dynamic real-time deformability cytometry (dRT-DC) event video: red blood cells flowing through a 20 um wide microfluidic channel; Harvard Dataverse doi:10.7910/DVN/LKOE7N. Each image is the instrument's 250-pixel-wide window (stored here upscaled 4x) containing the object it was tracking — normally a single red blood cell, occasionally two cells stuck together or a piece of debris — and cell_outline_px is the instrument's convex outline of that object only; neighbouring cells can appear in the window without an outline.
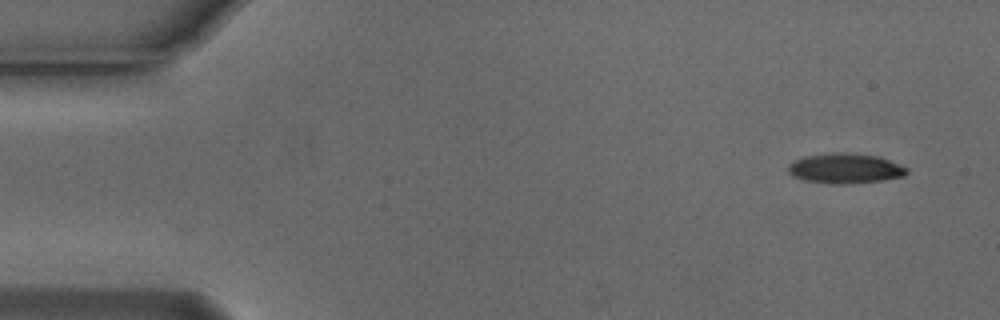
{"species": "Egyptian fruit bat (a non-hibernating species)", "species_latin": "Rousettus aegyptiacus", "temperature_condition": "cold", "stored_images_in_passage": 4, "camera_frame_rate_fps": 3000, "um_per_image_px": 0.085, "animal": {"sex": "male"}, "frame": {"image": 1, "passage_image": 1, "time_ms": 0.0, "image_size_px": [1000, 320], "cell_outline_px": [[908, 172], [904, 176], [884, 180], [844, 184], [832, 184], [804, 180], [792, 176], [788, 172], [788, 164], [804, 156], [828, 152], [848, 152], [880, 156], [900, 164], [908, 168]], "centroid_in_image_um": [71.85, 14.3], "position_along_channel_um": 13.2, "area_um2": 21.1}}
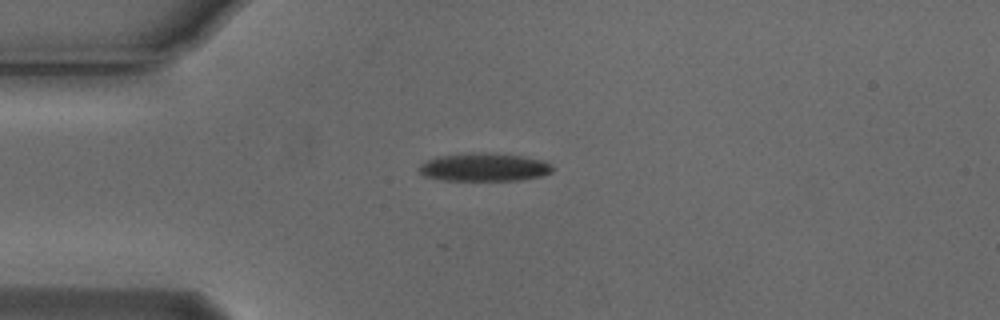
{"frame": {"image": 2, "passage_image": 4, "time_ms": 1.0, "image_size_px": [1000, 320], "cell_outline_px": [[552, 172], [540, 176], [520, 180], [440, 180], [424, 176], [420, 172], [420, 164], [436, 156], [468, 152], [488, 152], [520, 156], [544, 160], [552, 164]], "centroid_in_image_um": [41.14, 14.2], "position_along_channel_um": 43.9, "area_um2": 22.02}}